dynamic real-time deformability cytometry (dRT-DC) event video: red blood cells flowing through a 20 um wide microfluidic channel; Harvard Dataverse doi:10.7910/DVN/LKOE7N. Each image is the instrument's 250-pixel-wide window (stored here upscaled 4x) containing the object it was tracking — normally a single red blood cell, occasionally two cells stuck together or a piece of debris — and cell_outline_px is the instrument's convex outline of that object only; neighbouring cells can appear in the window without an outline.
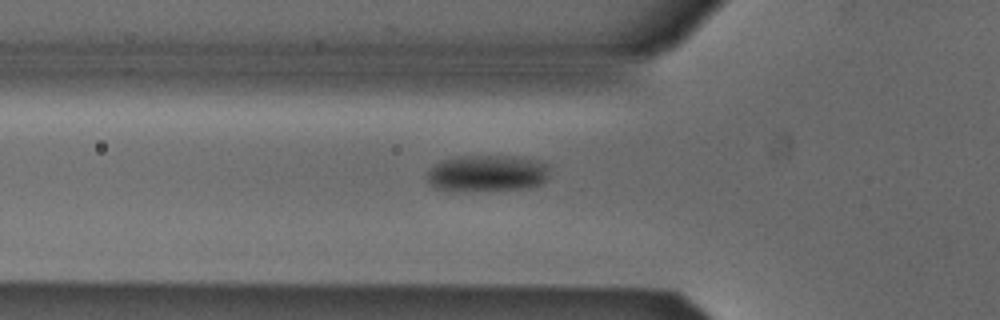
{"species": "Egyptian fruit bat (a non-hibernating species)", "species_latin": "Rousettus aegyptiacus", "temperature_condition": "cold", "stored_images_in_passage": 33, "camera_frame_rate_fps": 3000, "um_per_image_px": 0.085, "animal": {"sex": "male"}, "frame": {"image": 1, "passage_image": 2, "time_ms": 0.333, "image_size_px": [1000, 320], "cell_outline_px": [[548, 176], [540, 184], [528, 188], [448, 192], [436, 188], [428, 180], [428, 172], [436, 164], [444, 160], [460, 156], [512, 156], [536, 160], [544, 164], [548, 168]], "centroid_in_image_um": [41.39, 14.75], "position_along_channel_um": 84.4, "area_um2": 25.95}}
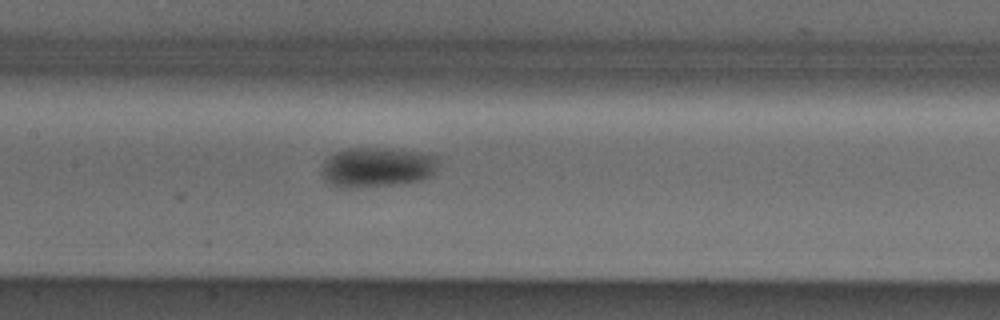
{"frame": {"image": 2, "passage_image": 9, "time_ms": 2.667, "image_size_px": [1000, 320], "cell_outline_px": [[440, 160], [436, 172], [432, 176], [424, 180], [404, 184], [352, 188], [340, 188], [328, 184], [324, 180], [320, 172], [328, 156], [336, 152], [348, 148], [388, 148], [416, 152], [436, 156]], "centroid_in_image_um": [32.07, 14.24], "position_along_channel_um": 175.3, "area_um2": 27.74}}
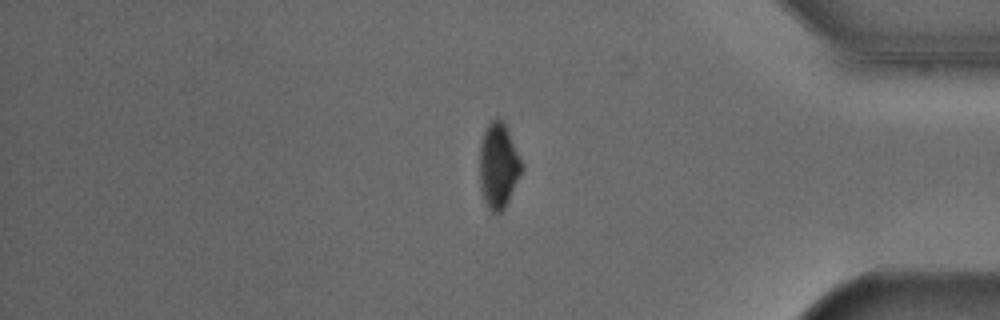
{"frame": {"image": 3, "passage_image": 28, "time_ms": 9.0, "image_size_px": [1000, 320], "cell_outline_px": [[520, 172], [508, 200], [504, 208], [496, 216], [488, 208], [484, 200], [480, 188], [480, 144], [484, 132], [488, 124], [496, 116], [500, 116], [504, 120], [520, 160]], "centroid_in_image_um": [42.32, 14.05], "position_along_channel_um": 392.9, "area_um2": 20.46}}